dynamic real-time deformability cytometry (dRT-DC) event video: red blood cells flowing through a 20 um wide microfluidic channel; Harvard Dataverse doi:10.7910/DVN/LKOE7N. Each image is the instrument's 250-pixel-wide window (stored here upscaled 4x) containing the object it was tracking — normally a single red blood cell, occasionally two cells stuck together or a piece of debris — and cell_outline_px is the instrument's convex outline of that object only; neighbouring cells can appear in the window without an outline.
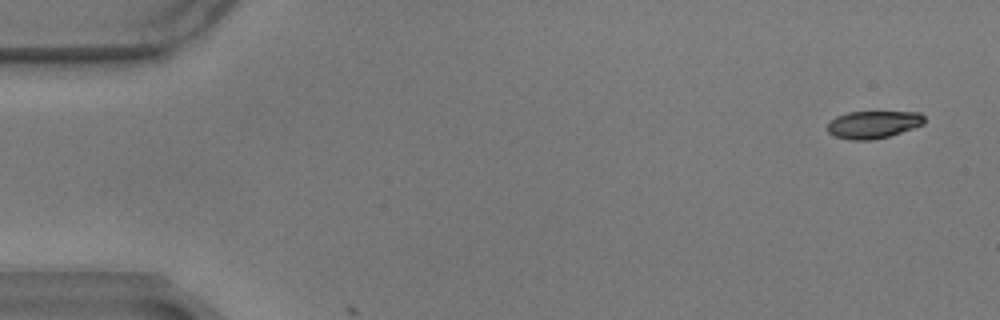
{"species": "common noctule bat (a hibernating species)", "species_latin": "Nyctalus noctula", "temperature_condition": "warm", "stored_images_in_passage": 3, "camera_frame_rate_fps": 3000, "um_per_image_px": 0.085, "animal": {"sex": "male", "body_mass_g": 17.9}, "frame": {"image": 1, "passage_image": 1, "time_ms": 0.0, "image_size_px": [1000, 320], "cell_outline_px": [[924, 124], [888, 136], [872, 140], [852, 140], [836, 136], [828, 132], [828, 120], [836, 116], [848, 112], [920, 112], [924, 116]], "centroid_in_image_um": [74.2, 10.57], "position_along_channel_um": 10.8, "area_um2": 15.43}}